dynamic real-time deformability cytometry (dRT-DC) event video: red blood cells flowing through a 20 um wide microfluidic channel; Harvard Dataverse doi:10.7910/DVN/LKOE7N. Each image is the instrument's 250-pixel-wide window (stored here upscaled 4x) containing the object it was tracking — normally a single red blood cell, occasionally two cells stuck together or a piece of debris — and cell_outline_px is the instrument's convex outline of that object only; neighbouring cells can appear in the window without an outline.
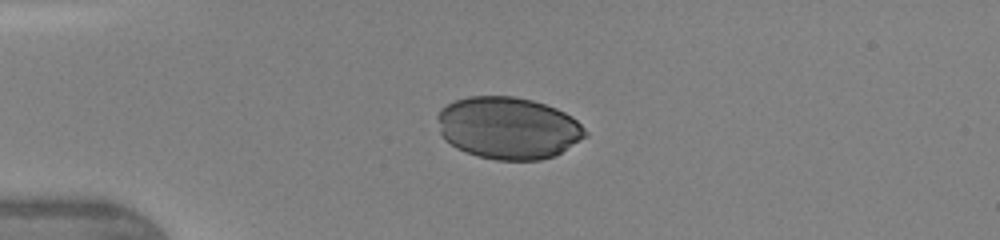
{"species": "human", "species_latin": "Homo sapiens", "temperature_condition": "warm", "stored_images_in_passage": 32, "camera_frame_rate_fps": 3000, "um_per_image_px": 0.085, "donor": {"sex": "female"}, "frame": {"image": 1, "passage_image": 1, "time_ms": 0.0, "image_size_px": [1000, 240], "cell_outline_px": [[588, 136], [560, 152], [552, 156], [540, 160], [496, 160], [480, 156], [456, 148], [444, 140], [440, 132], [436, 116], [440, 108], [456, 100], [468, 96], [512, 96], [532, 100], [556, 108], [572, 116], [588, 132]], "centroid_in_image_um": [43.18, 10.87], "position_along_channel_um": 41.8, "area_um2": 53.47}}
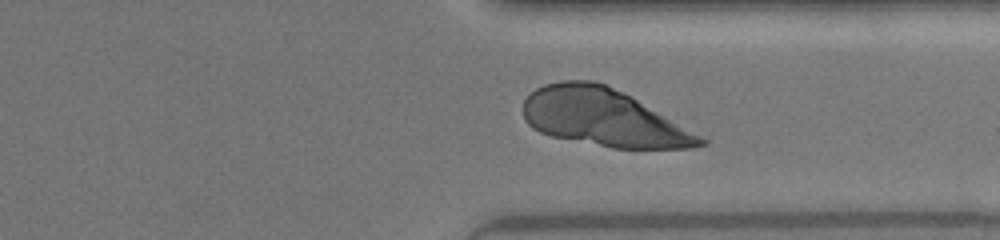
{"frame": {"image": 2, "passage_image": 25, "time_ms": 8.0, "image_size_px": [1000, 240], "cell_outline_px": [[708, 144], [692, 148], [612, 148], [552, 136], [540, 132], [532, 128], [524, 120], [524, 100], [528, 92], [544, 84], [560, 80], [592, 80], [604, 84], [632, 96], [708, 140]], "centroid_in_image_um": [51.26, 9.98], "position_along_channel_um": 360.1, "area_um2": 59.25}}